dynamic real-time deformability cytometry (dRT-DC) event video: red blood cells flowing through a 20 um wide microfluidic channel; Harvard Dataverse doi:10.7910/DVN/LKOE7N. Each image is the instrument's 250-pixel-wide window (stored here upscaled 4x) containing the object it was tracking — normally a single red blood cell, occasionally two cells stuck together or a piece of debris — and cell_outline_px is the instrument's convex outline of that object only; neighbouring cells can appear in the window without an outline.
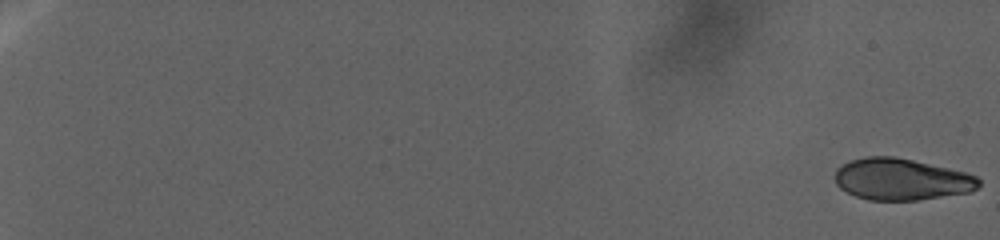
{"species": "human", "species_latin": "Homo sapiens", "temperature_condition": "warm", "stored_images_in_passage": 63, "camera_frame_rate_fps": 3000, "um_per_image_px": 0.085, "donor": {"sex": "female"}, "frame": {"image": 1, "passage_image": 1, "time_ms": 0.0, "image_size_px": [1000, 240], "cell_outline_px": [[980, 184], [976, 188], [968, 192], [916, 200], [868, 200], [856, 196], [840, 188], [836, 184], [836, 168], [852, 160], [868, 156], [892, 156], [912, 160], [948, 168], [964, 172], [976, 176], [980, 180]], "centroid_in_image_um": [76.6, 15.24], "position_along_channel_um": 8.4, "area_um2": 34.45}}
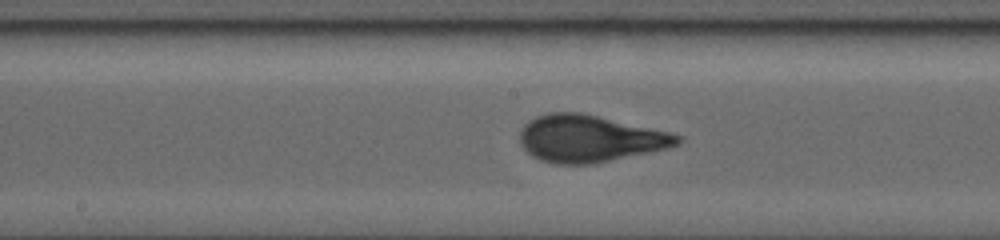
{"frame": {"image": 2, "passage_image": 36, "time_ms": 35.0, "image_size_px": [1000, 240], "cell_outline_px": [[684, 140], [680, 144], [668, 148], [592, 164], [556, 164], [540, 160], [532, 156], [520, 144], [520, 132], [524, 124], [528, 120], [536, 116], [548, 112], [580, 112], [668, 132], [684, 136]], "centroid_in_image_um": [50.1, 11.78], "position_along_channel_um": 198.1, "area_um2": 43.06}}
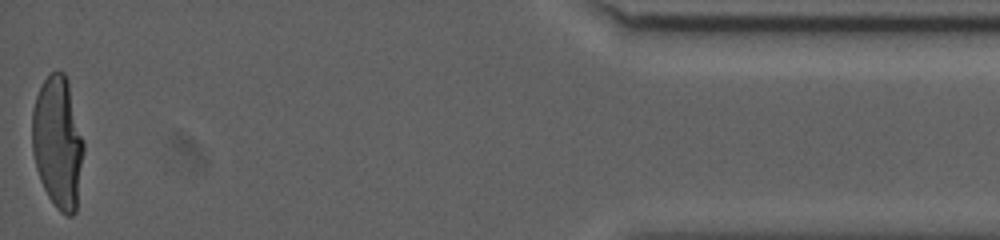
{"frame": {"image": 3, "passage_image": 63, "time_ms": 57.0, "image_size_px": [1000, 240], "cell_outline_px": [[84, 148], [76, 212], [72, 216], [68, 216], [60, 212], [56, 208], [48, 196], [40, 180], [36, 168], [32, 152], [32, 112], [36, 96], [44, 80], [52, 72], [64, 72], [68, 80], [84, 144]], "centroid_in_image_um": [4.91, 12.13], "position_along_channel_um": 430.3, "area_um2": 39.59}}